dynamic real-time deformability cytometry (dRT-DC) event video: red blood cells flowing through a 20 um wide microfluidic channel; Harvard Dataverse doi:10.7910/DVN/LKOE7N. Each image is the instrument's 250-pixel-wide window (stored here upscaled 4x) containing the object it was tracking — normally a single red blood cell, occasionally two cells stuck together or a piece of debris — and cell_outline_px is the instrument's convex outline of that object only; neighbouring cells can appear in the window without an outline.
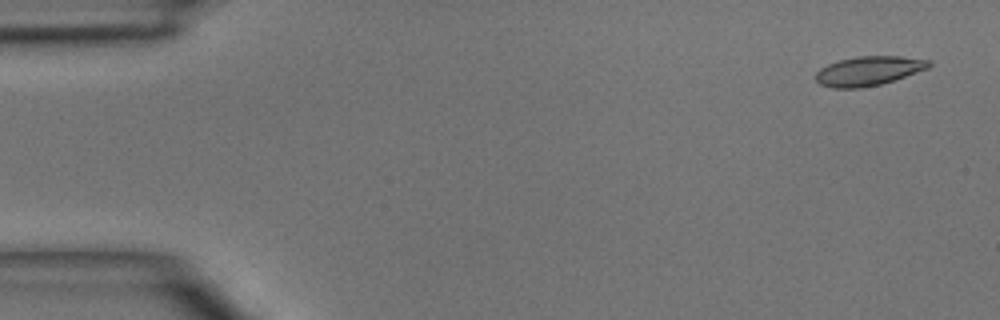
{"species": "common noctule bat (a hibernating species)", "species_latin": "Nyctalus noctula", "temperature_condition": "room temperature", "stored_images_in_passage": 3, "camera_frame_rate_fps": 3000, "um_per_image_px": 0.085, "animal": {"sex": "male", "body_mass_g": 15.6}, "frame": {"image": 1, "passage_image": 1, "time_ms": 0.0, "image_size_px": [1000, 320], "cell_outline_px": [[932, 64], [928, 68], [880, 84], [860, 88], [832, 88], [820, 84], [816, 80], [816, 72], [820, 68], [828, 64], [840, 60], [856, 56], [900, 56], [932, 60]], "centroid_in_image_um": [73.82, 6.02], "position_along_channel_um": 11.2, "area_um2": 19.19}}